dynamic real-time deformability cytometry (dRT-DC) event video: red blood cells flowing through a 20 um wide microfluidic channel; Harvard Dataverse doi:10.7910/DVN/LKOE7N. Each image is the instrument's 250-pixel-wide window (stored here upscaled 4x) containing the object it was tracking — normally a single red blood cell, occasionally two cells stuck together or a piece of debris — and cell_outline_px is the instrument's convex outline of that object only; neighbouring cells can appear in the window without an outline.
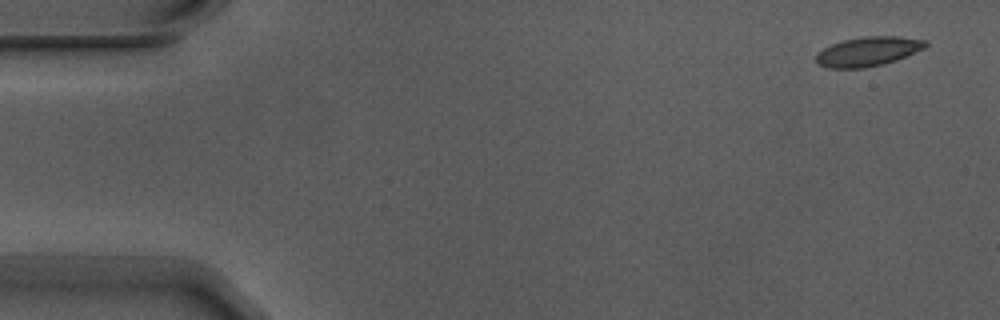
{"species": "Egyptian fruit bat (a non-hibernating species)", "species_latin": "Rousettus aegyptiacus", "temperature_condition": "warm", "stored_images_in_passage": 5, "camera_frame_rate_fps": 3000, "um_per_image_px": 0.085, "animal": {"sex": "male"}, "frame": {"image": 1, "passage_image": 1, "time_ms": 0.0, "image_size_px": [1000, 320], "cell_outline_px": [[928, 44], [924, 48], [896, 60], [884, 64], [864, 68], [828, 68], [816, 64], [816, 52], [832, 44], [844, 40], [864, 36], [896, 36], [928, 40]], "centroid_in_image_um": [73.76, 4.38], "position_along_channel_um": 11.2, "area_um2": 18.79}}
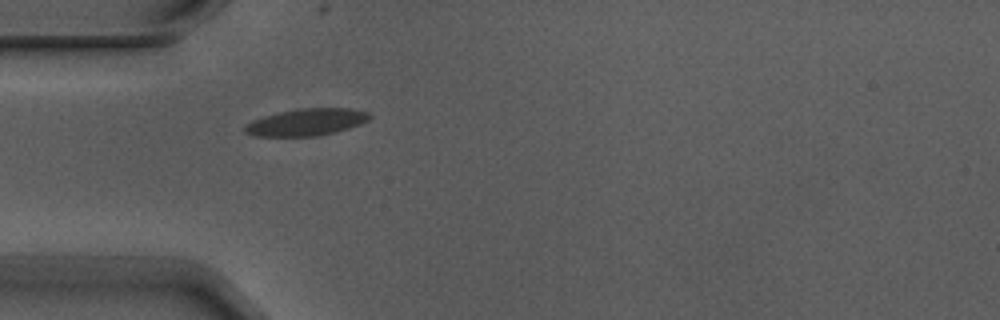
{"frame": {"image": 2, "passage_image": 5, "time_ms": 1.333, "image_size_px": [1000, 320], "cell_outline_px": [[372, 116], [368, 120], [360, 124], [348, 128], [316, 136], [256, 136], [244, 132], [244, 128], [252, 120], [264, 116], [280, 112], [300, 108], [352, 108], [368, 112]], "centroid_in_image_um": [26.06, 10.37], "position_along_channel_um": 58.9, "area_um2": 19.42}}